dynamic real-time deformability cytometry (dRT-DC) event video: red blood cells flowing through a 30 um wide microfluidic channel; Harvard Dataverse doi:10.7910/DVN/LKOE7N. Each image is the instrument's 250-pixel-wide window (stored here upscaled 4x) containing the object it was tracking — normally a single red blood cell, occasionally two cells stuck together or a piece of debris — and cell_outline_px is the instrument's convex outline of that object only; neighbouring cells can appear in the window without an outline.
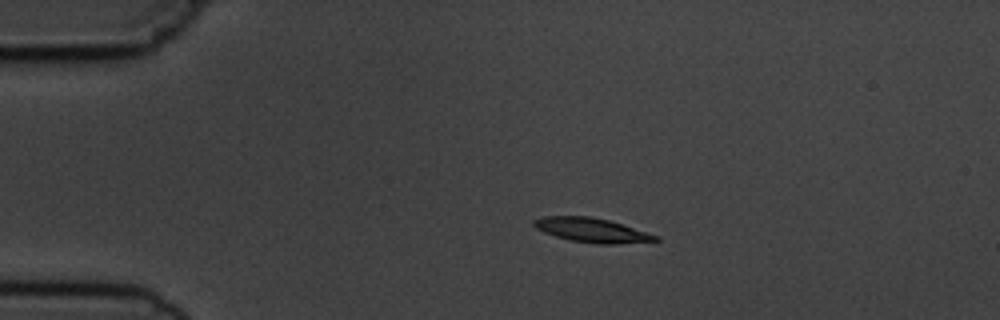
{"species": "common noctule bat (a hibernating species)", "species_latin": "Nyctalus noctula", "temperature_condition": "cold", "stored_images_in_passage": 8, "camera_frame_rate_fps": 3000, "um_per_image_px": 0.085, "animal": {"sex": "male", "body_mass_g": 19.5, "forearm_length_mm": 54.6}, "frame": {"image": 1, "passage_image": 2, "time_ms": 1.333, "image_size_px": [1000, 320], "cell_outline_px": [[660, 240], [620, 244], [596, 244], [572, 240], [556, 236], [544, 232], [536, 228], [532, 224], [532, 220], [544, 216], [592, 216], [608, 220], [660, 236]], "centroid_in_image_um": [50.31, 19.56], "position_along_channel_um": 34.7, "area_um2": 17.17}}
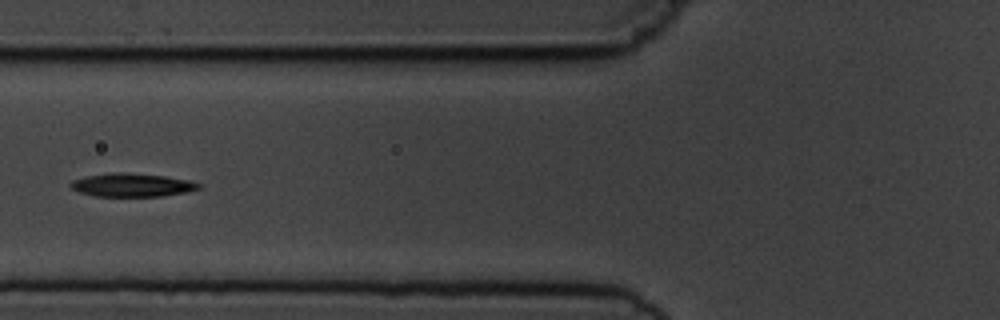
{"frame": {"image": 2, "passage_image": 5, "time_ms": 4.667, "image_size_px": [1000, 320], "cell_outline_px": [[200, 188], [188, 192], [160, 196], [96, 196], [80, 192], [72, 188], [68, 184], [72, 180], [88, 176], [116, 172], [124, 172], [164, 176], [188, 180], [200, 184]], "centroid_in_image_um": [11.22, 15.73], "position_along_channel_um": 114.6, "area_um2": 17.22}}
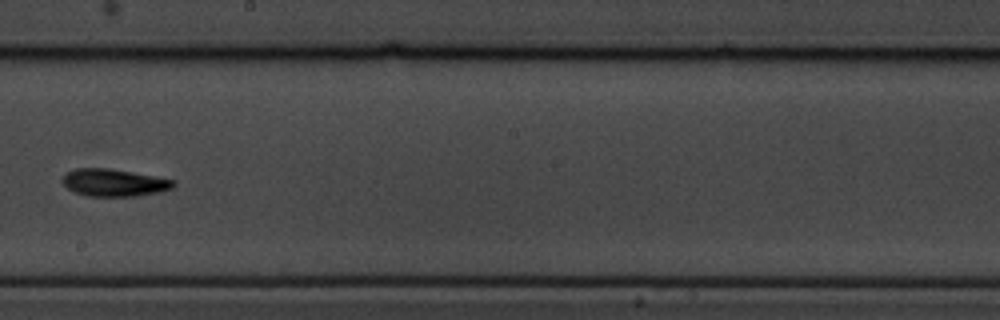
{"frame": {"image": 3, "passage_image": 8, "time_ms": 8.0, "image_size_px": [1000, 320], "cell_outline_px": [[176, 184], [172, 188], [160, 192], [136, 196], [88, 196], [76, 192], [68, 188], [60, 180], [68, 172], [76, 168], [108, 168], [176, 180]], "centroid_in_image_um": [9.71, 15.53], "position_along_channel_um": 238.5, "area_um2": 17.57}}